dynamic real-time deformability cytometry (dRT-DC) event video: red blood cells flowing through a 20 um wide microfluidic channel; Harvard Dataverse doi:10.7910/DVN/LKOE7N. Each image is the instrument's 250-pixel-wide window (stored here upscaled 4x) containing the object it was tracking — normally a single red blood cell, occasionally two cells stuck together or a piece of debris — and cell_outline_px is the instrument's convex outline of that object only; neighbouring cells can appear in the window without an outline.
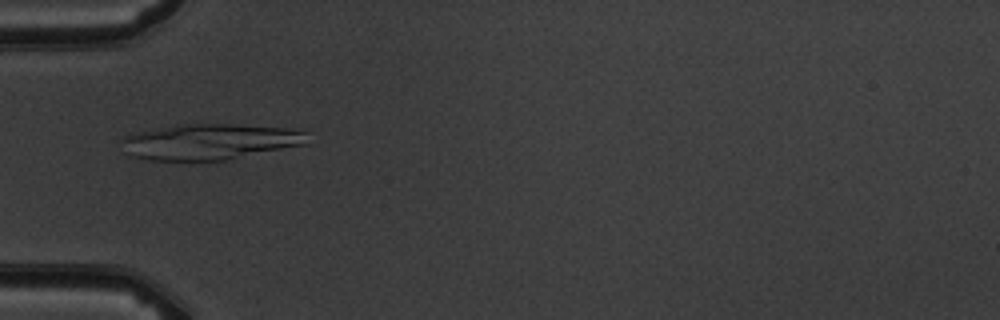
{"species": "common noctule bat (a hibernating species)", "species_latin": "Nyctalus noctula", "temperature_condition": "warm", "stored_images_in_passage": 5, "camera_frame_rate_fps": 3000, "um_per_image_px": 0.085, "animal": {"sex": "male", "body_mass_g": 19.5, "forearm_length_mm": 54.6}, "frame": {"image": 1, "passage_image": 5, "time_ms": 4.333, "image_size_px": [1000, 320], "cell_outline_px": [[308, 132], [304, 144], [228, 160], [192, 164], [148, 160], [132, 156], [124, 152], [120, 140], [124, 136], [136, 132], [176, 124], [232, 124], [288, 128]], "centroid_in_image_um": [17.72, 12.09], "position_along_channel_um": 67.3, "area_um2": 39.94}}